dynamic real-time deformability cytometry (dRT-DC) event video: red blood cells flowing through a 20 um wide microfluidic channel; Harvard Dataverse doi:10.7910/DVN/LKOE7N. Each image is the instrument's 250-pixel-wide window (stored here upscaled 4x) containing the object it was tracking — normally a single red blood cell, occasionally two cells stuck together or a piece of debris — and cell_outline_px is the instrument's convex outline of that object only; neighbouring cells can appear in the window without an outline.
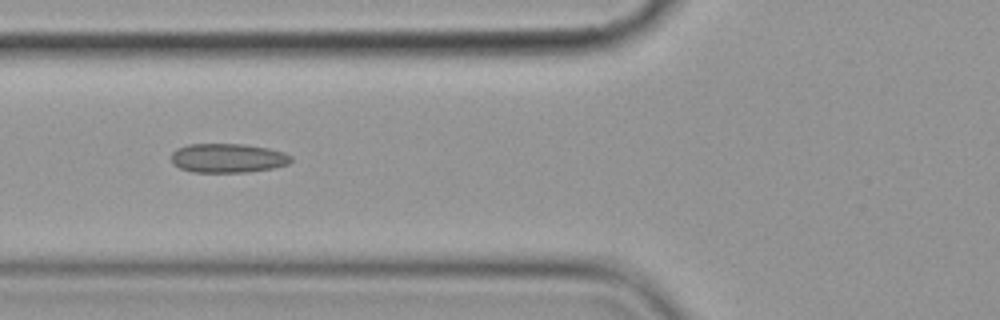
{"species": "common noctule bat (a hibernating species)", "species_latin": "Nyctalus noctula", "temperature_condition": "cold", "stored_images_in_passage": 14, "camera_frame_rate_fps": 3000, "um_per_image_px": 0.085, "animal": {"sex": "female", "body_mass_g": 19.9}, "frame": {"image": 1, "passage_image": 5, "time_ms": 5.667, "image_size_px": [1000, 320], "cell_outline_px": [[292, 160], [288, 164], [272, 168], [244, 172], [192, 172], [180, 168], [172, 164], [172, 152], [176, 148], [188, 144], [244, 144], [268, 148], [284, 152], [292, 156]], "centroid_in_image_um": [19.35, 13.43], "position_along_channel_um": 106.5, "area_um2": 20.4}}
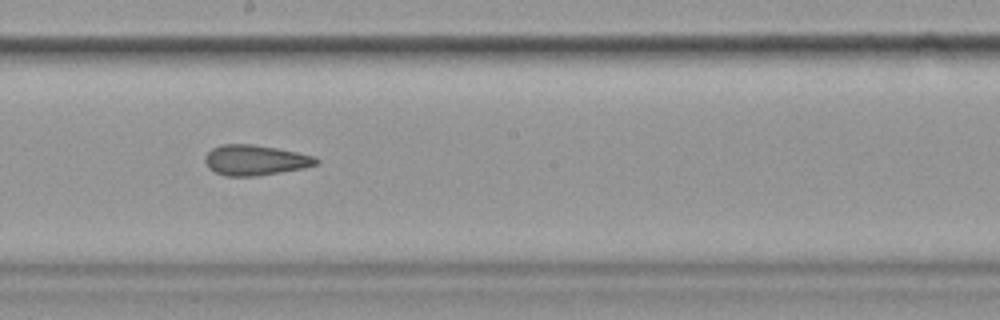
{"frame": {"image": 2, "passage_image": 8, "time_ms": 9.0, "image_size_px": [1000, 320], "cell_outline_px": [[320, 164], [304, 168], [256, 176], [224, 176], [208, 168], [204, 160], [204, 156], [212, 148], [220, 144], [252, 144], [276, 148], [316, 156], [320, 160]], "centroid_in_image_um": [21.7, 13.61], "position_along_channel_um": 226.5, "area_um2": 19.83}}
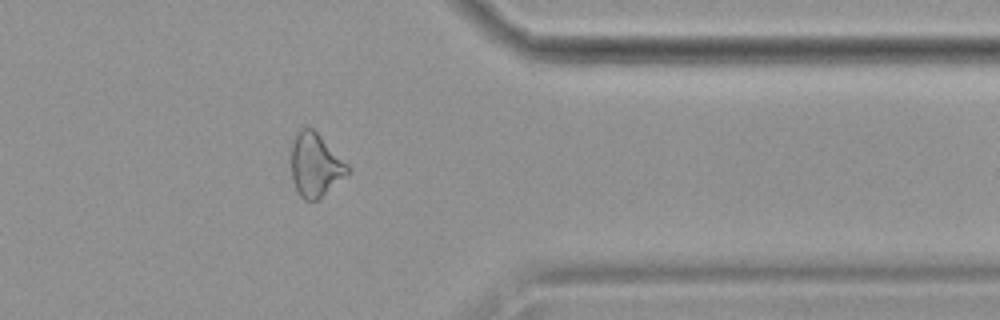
{"frame": {"image": 3, "passage_image": 12, "time_ms": 13.667, "image_size_px": [1000, 320], "cell_outline_px": [[352, 168], [348, 172], [316, 200], [304, 200], [300, 196], [296, 188], [292, 176], [292, 144], [296, 132], [300, 128], [312, 128]], "centroid_in_image_um": [26.78, 14.0], "position_along_channel_um": 384.6, "area_um2": 20.17}, "authors_computed_cell_mechanics": {"area_um2": 20.4901, "velocity_mm_per_s": 3.6119, "shape_relaxation_time_tau1_ms": null, "shape_relaxation_time_tau2_ms": 3.2792, "deformation_change_tau1": null, "deformation_change_tau2": 0.079}}